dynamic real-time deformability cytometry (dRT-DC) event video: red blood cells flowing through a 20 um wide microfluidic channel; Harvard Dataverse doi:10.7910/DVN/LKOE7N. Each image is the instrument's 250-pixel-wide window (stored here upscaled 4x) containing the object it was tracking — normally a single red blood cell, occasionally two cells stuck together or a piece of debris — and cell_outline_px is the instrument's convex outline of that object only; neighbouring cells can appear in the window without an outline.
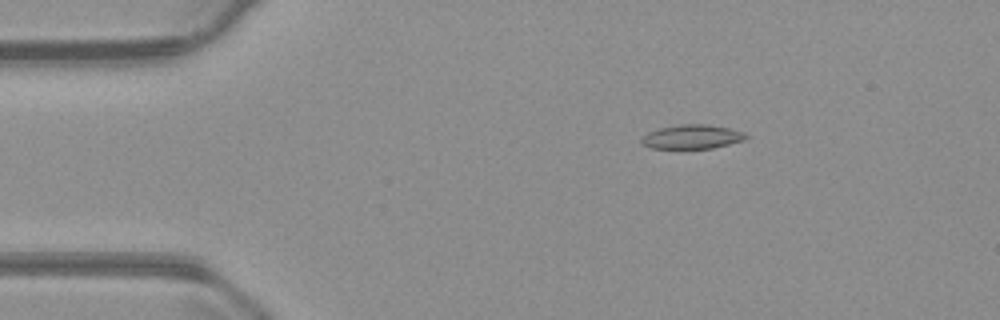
{"species": "common noctule bat (a hibernating species)", "species_latin": "Nyctalus noctula", "temperature_condition": "warm", "stored_images_in_passage": 55, "camera_frame_rate_fps": 3000, "um_per_image_px": 0.085, "animal": {"sex": "male", "body_mass_g": 23.1, "forearm_length_mm": 52.7}, "frame": {"image": 1, "passage_image": 9, "time_ms": 2.667, "image_size_px": [1000, 320], "cell_outline_px": [[748, 136], [744, 140], [712, 148], [652, 148], [640, 144], [640, 140], [648, 132], [660, 128], [680, 124], [708, 124], [728, 128], [744, 132]], "centroid_in_image_um": [58.81, 11.62], "position_along_channel_um": 26.2, "area_um2": 14.57}}
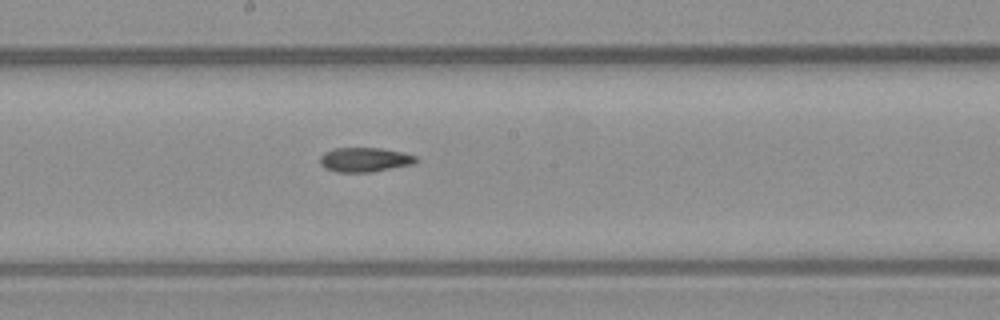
{"frame": {"image": 2, "passage_image": 29, "time_ms": 9.333, "image_size_px": [1000, 320], "cell_outline_px": [[420, 160], [416, 164], [372, 172], [336, 172], [324, 168], [320, 164], [320, 156], [324, 152], [336, 148], [380, 148], [404, 152], [416, 156]], "centroid_in_image_um": [31.04, 13.58], "position_along_channel_um": 217.2, "area_um2": 13.93}}
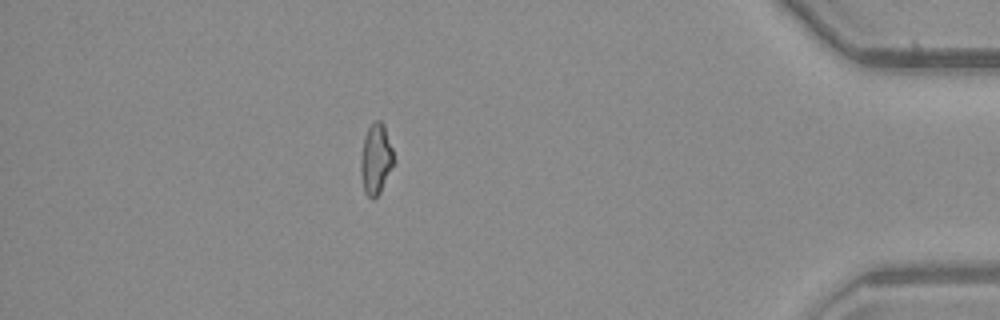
{"frame": {"image": 3, "passage_image": 48, "time_ms": 15.667, "image_size_px": [1000, 320], "cell_outline_px": [[396, 160], [380, 192], [372, 200], [364, 192], [360, 176], [360, 160], [364, 136], [372, 120], [380, 120], [384, 124]], "centroid_in_image_um": [31.94, 13.51], "position_along_channel_um": 403.3, "area_um2": 13.87}, "authors_computed_cell_mechanics": {"area_um2": 14.2188, "velocity_mm_per_s": 3.7447, "shape_relaxation_time_tau1_ms": null, "shape_relaxation_time_tau2_ms": 5.6218, "deformation_change_tau1": null, "deformation_change_tau2": 0.1278}}